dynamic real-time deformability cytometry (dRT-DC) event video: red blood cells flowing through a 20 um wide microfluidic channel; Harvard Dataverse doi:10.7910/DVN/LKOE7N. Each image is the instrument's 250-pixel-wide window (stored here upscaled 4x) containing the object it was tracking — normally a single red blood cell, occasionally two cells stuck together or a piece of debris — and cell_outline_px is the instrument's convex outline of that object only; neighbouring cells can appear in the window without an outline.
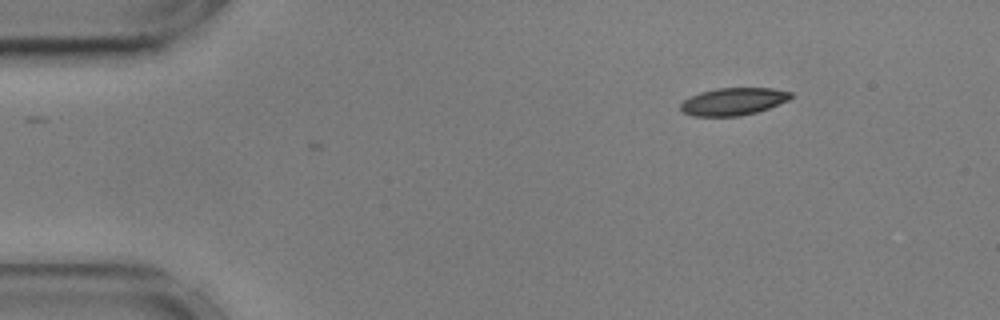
{"species": "common noctule bat (a hibernating species)", "species_latin": "Nyctalus noctula", "temperature_condition": "cold", "stored_images_in_passage": 2, "camera_frame_rate_fps": 3000, "um_per_image_px": 0.085, "animal": {"sex": "male", "body_mass_g": 17.9, "forearm_length_mm": 54.2}, "frame": {"image": 1, "passage_image": 1, "time_ms": 0.0, "image_size_px": [1000, 320], "cell_outline_px": [[792, 96], [788, 100], [768, 108], [756, 112], [740, 116], [692, 116], [684, 112], [680, 108], [680, 104], [684, 100], [700, 92], [716, 88], [772, 88], [792, 92]], "centroid_in_image_um": [62.33, 8.62], "position_along_channel_um": 22.7, "area_um2": 17.51}}